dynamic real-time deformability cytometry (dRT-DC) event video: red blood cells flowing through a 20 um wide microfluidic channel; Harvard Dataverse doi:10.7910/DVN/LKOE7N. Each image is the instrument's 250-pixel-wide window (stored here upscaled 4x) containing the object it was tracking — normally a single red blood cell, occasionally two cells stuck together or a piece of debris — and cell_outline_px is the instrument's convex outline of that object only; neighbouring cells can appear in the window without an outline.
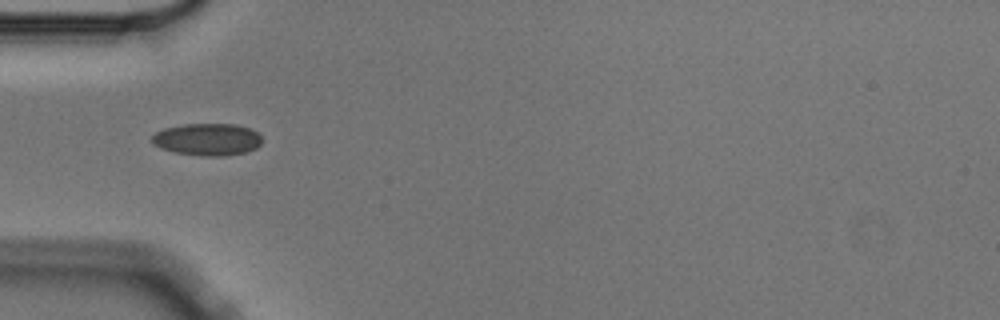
{"species": "Egyptian fruit bat (a non-hibernating species)", "species_latin": "Rousettus aegyptiacus", "temperature_condition": "cold", "stored_images_in_passage": 8, "camera_frame_rate_fps": 3000, "um_per_image_px": 0.085, "animal": {"sex": "male"}, "frame": {"image": 1, "passage_image": 5, "time_ms": 1.333, "image_size_px": [1000, 320], "cell_outline_px": [[260, 144], [256, 148], [244, 152], [224, 156], [200, 156], [176, 152], [160, 148], [152, 144], [152, 136], [156, 132], [164, 128], [184, 124], [236, 124], [248, 128], [256, 132], [260, 136]], "centroid_in_image_um": [17.59, 11.85], "position_along_channel_um": 67.4, "area_um2": 20.52}}
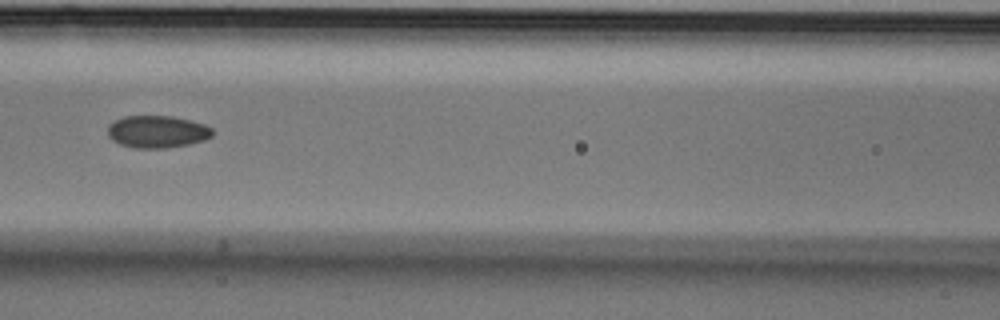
{"frame": {"image": 2, "passage_image": 7, "time_ms": 2.0, "image_size_px": [1000, 320], "cell_outline_px": [[212, 136], [204, 140], [188, 144], [164, 148], [136, 148], [120, 144], [112, 140], [108, 136], [108, 124], [124, 116], [172, 116], [204, 124], [212, 128]], "centroid_in_image_um": [13.34, 11.19], "position_along_channel_um": 153.3, "area_um2": 19.59}}
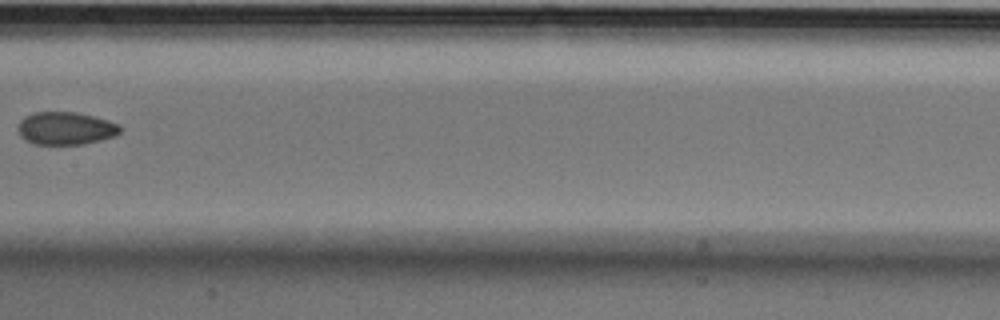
{"frame": {"image": 3, "passage_image": 8, "time_ms": 2.333, "image_size_px": [1000, 320], "cell_outline_px": [[120, 132], [116, 136], [84, 144], [32, 144], [24, 140], [20, 136], [20, 120], [24, 116], [32, 112], [76, 112], [108, 120], [120, 124]], "centroid_in_image_um": [5.59, 10.91], "position_along_channel_um": 201.8, "area_um2": 19.54}}